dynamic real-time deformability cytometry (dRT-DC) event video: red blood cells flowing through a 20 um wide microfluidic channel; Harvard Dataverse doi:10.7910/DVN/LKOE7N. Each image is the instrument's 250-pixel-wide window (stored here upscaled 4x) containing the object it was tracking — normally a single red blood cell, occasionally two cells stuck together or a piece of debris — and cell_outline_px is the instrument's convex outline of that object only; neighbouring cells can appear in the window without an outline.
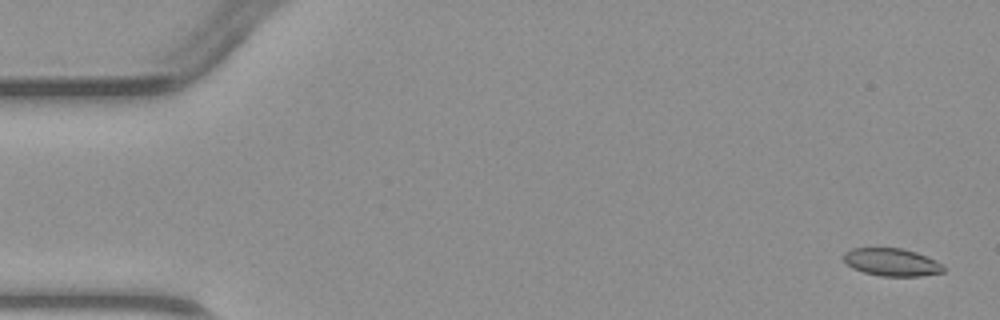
{"species": "common noctule bat (a hibernating species)", "species_latin": "Nyctalus noctula", "temperature_condition": "warm", "stored_images_in_passage": 5, "camera_frame_rate_fps": 3000, "um_per_image_px": 0.085, "animal": {"sex": "male", "body_mass_g": 23.1, "forearm_length_mm": 52.7}, "frame": {"image": 1, "passage_image": 1, "time_ms": 0.0, "image_size_px": [1000, 320], "cell_outline_px": [[944, 272], [920, 276], [880, 276], [864, 272], [852, 268], [844, 260], [844, 252], [852, 248], [900, 248], [916, 252], [936, 260], [944, 268]], "centroid_in_image_um": [75.79, 22.28], "position_along_channel_um": 9.2, "area_um2": 16.01}}
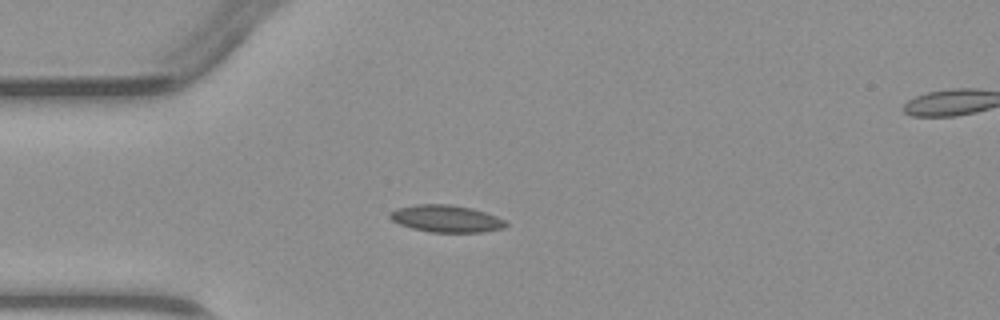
{"frame": {"image": 2, "passage_image": 4, "time_ms": 3.667, "image_size_px": [1000, 320], "cell_outline_px": [[508, 224], [504, 228], [484, 232], [432, 232], [412, 228], [400, 224], [392, 220], [388, 216], [388, 212], [396, 208], [416, 204], [448, 204], [472, 208], [496, 216], [504, 220]], "centroid_in_image_um": [37.9, 18.58], "position_along_channel_um": 47.1, "area_um2": 18.32}}